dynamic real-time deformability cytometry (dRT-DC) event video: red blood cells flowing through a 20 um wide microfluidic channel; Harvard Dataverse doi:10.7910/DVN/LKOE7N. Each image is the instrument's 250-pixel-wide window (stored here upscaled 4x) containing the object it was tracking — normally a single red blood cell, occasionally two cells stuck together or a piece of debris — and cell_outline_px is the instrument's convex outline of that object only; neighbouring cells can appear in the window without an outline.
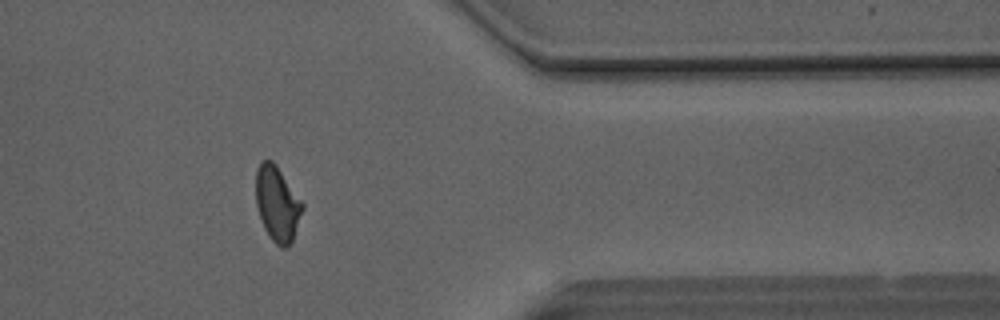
{"species": "Egyptian fruit bat (a non-hibernating species)", "species_latin": "Rousettus aegyptiacus", "temperature_condition": "room temperature", "stored_images_in_passage": 50, "camera_frame_rate_fps": 3000, "um_per_image_px": 0.085, "animal": {"sex": "male"}, "frame": {"image": 1, "passage_image": 41, "time_ms": 13.333, "image_size_px": [1000, 320], "cell_outline_px": [[304, 208], [292, 240], [284, 248], [280, 248], [272, 240], [264, 228], [256, 204], [256, 168], [260, 160], [272, 160], [276, 164], [304, 204]], "centroid_in_image_um": [23.56, 17.29], "position_along_channel_um": 387.8, "area_um2": 20.29}}
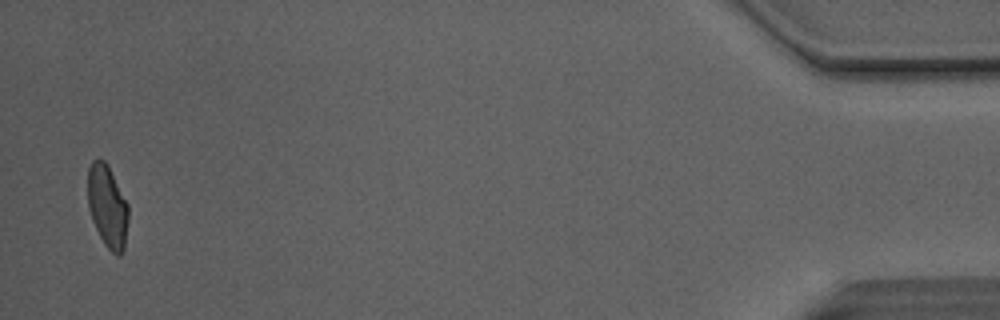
{"frame": {"image": 2, "passage_image": 49, "time_ms": 16.0, "image_size_px": [1000, 320], "cell_outline_px": [[128, 220], [124, 248], [120, 256], [116, 256], [104, 244], [92, 220], [88, 208], [88, 168], [92, 160], [104, 160], [108, 164], [128, 204]], "centroid_in_image_um": [9.13, 17.54], "position_along_channel_um": 426.1, "area_um2": 19.54}, "authors_computed_cell_mechanics": {"area_um2": 20.3456, "velocity_mm_per_s": 4.1395, "shape_relaxation_time_tau1_ms": 6.9246, "shape_relaxation_time_tau2_ms": 1.2406, "deformation_change_tau1": 0.1659, "deformation_change_tau2": 0.0539}}